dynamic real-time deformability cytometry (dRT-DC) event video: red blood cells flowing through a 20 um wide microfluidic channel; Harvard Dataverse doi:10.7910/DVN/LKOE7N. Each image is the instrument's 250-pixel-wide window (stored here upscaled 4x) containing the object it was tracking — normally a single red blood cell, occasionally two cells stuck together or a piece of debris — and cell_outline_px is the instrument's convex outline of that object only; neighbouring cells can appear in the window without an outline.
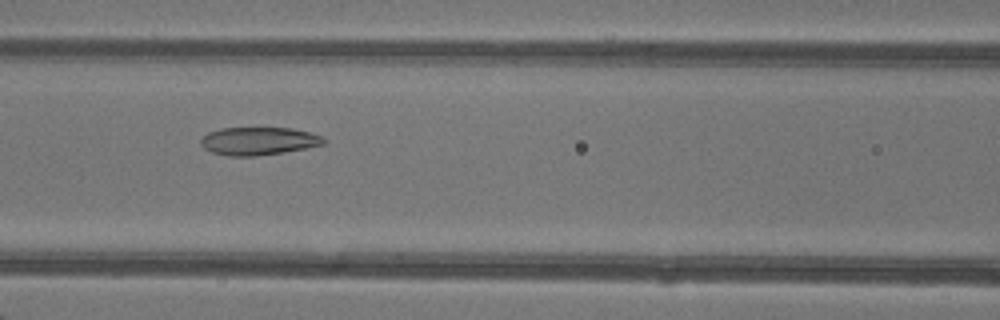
{"species": "common noctule bat (a hibernating species)", "species_latin": "Nyctalus noctula", "temperature_condition": "warm", "stored_images_in_passage": 30, "camera_frame_rate_fps": 3000, "um_per_image_px": 0.085, "animal": {"sex": "female"}, "frame": {"image": 1, "passage_image": 11, "time_ms": 3.333, "image_size_px": [1000, 320], "cell_outline_px": [[328, 140], [324, 144], [304, 148], [256, 156], [228, 156], [212, 152], [204, 148], [200, 144], [200, 140], [208, 132], [220, 128], [292, 128], [312, 132], [324, 136]], "centroid_in_image_um": [22.0, 11.98], "position_along_channel_um": 144.6, "area_um2": 20.06}}
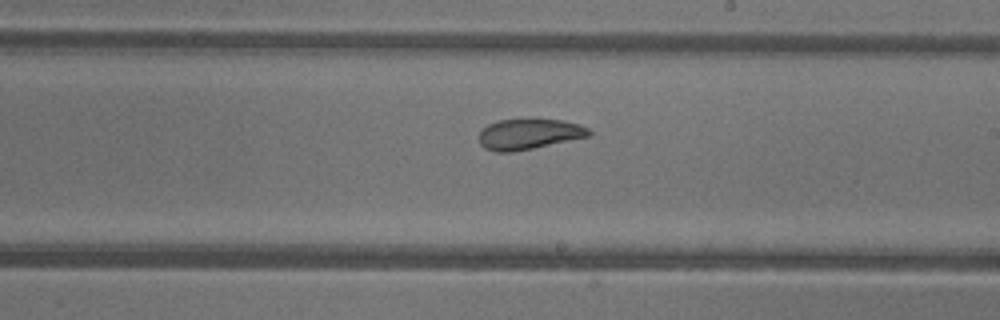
{"frame": {"image": 2, "passage_image": 18, "time_ms": 5.667, "image_size_px": [1000, 320], "cell_outline_px": [[592, 136], [512, 152], [496, 152], [484, 148], [480, 144], [480, 132], [488, 124], [500, 120], [564, 120], [580, 124], [588, 128], [592, 132]], "centroid_in_image_um": [45.0, 11.41], "position_along_channel_um": 244.0, "area_um2": 19.42}}
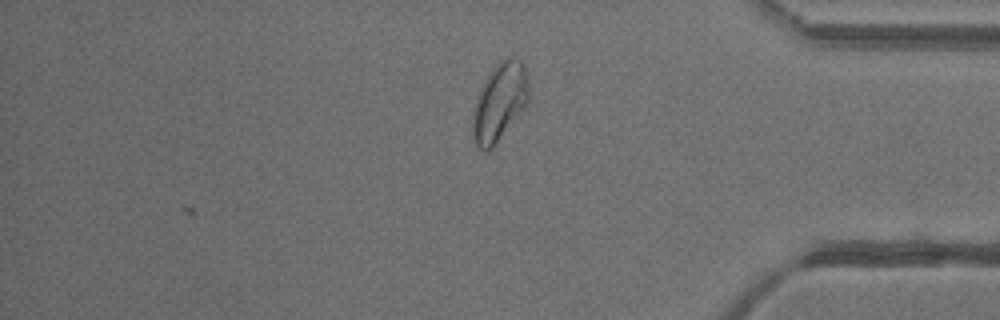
{"frame": {"image": 3, "passage_image": 30, "time_ms": 9.667, "image_size_px": [1000, 320], "cell_outline_px": [[528, 100], [524, 108], [496, 144], [488, 152], [484, 152], [472, 140], [472, 108], [476, 96], [484, 80], [492, 68], [500, 60], [508, 56], [512, 56], [520, 60], [524, 68], [528, 80]], "centroid_in_image_um": [42.42, 8.69], "position_along_channel_um": 392.8, "area_um2": 25.78}, "authors_computed_cell_mechanics": {"area_um2": 20.2011, "velocity_mm_per_s": 4.281, "shape_relaxation_time_tau1_ms": null, "shape_relaxation_time_tau2_ms": 1.7352, "deformation_change_tau1": null, "deformation_change_tau2": 0.07}}